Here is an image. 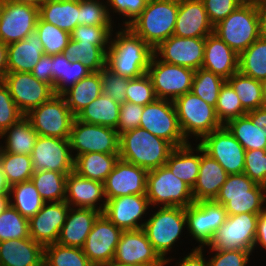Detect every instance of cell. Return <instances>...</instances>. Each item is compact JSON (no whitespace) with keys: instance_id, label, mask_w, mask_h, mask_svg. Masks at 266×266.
Here are the masks:
<instances>
[{"instance_id":"cell-44","label":"cell","mask_w":266,"mask_h":266,"mask_svg":"<svg viewBox=\"0 0 266 266\" xmlns=\"http://www.w3.org/2000/svg\"><path fill=\"white\" fill-rule=\"evenodd\" d=\"M0 165L10 186L29 181L34 173L31 155L9 153L1 148Z\"/></svg>"},{"instance_id":"cell-49","label":"cell","mask_w":266,"mask_h":266,"mask_svg":"<svg viewBox=\"0 0 266 266\" xmlns=\"http://www.w3.org/2000/svg\"><path fill=\"white\" fill-rule=\"evenodd\" d=\"M116 22L109 15L106 0H79L78 25L116 26Z\"/></svg>"},{"instance_id":"cell-59","label":"cell","mask_w":266,"mask_h":266,"mask_svg":"<svg viewBox=\"0 0 266 266\" xmlns=\"http://www.w3.org/2000/svg\"><path fill=\"white\" fill-rule=\"evenodd\" d=\"M256 185L245 173L229 174L217 196L251 195Z\"/></svg>"},{"instance_id":"cell-24","label":"cell","mask_w":266,"mask_h":266,"mask_svg":"<svg viewBox=\"0 0 266 266\" xmlns=\"http://www.w3.org/2000/svg\"><path fill=\"white\" fill-rule=\"evenodd\" d=\"M214 26L209 20L202 0H179L173 35L183 38H206Z\"/></svg>"},{"instance_id":"cell-9","label":"cell","mask_w":266,"mask_h":266,"mask_svg":"<svg viewBox=\"0 0 266 266\" xmlns=\"http://www.w3.org/2000/svg\"><path fill=\"white\" fill-rule=\"evenodd\" d=\"M73 158L86 153L119 154L120 135L116 129L85 123L76 118L70 133Z\"/></svg>"},{"instance_id":"cell-72","label":"cell","mask_w":266,"mask_h":266,"mask_svg":"<svg viewBox=\"0 0 266 266\" xmlns=\"http://www.w3.org/2000/svg\"><path fill=\"white\" fill-rule=\"evenodd\" d=\"M98 266H132V265H126V264L117 262L114 259H112L111 261H109L107 263H103V264L98 265Z\"/></svg>"},{"instance_id":"cell-30","label":"cell","mask_w":266,"mask_h":266,"mask_svg":"<svg viewBox=\"0 0 266 266\" xmlns=\"http://www.w3.org/2000/svg\"><path fill=\"white\" fill-rule=\"evenodd\" d=\"M200 160L201 146L198 143L189 142L186 145L174 147L165 165L173 175L183 180L192 189L199 175Z\"/></svg>"},{"instance_id":"cell-13","label":"cell","mask_w":266,"mask_h":266,"mask_svg":"<svg viewBox=\"0 0 266 266\" xmlns=\"http://www.w3.org/2000/svg\"><path fill=\"white\" fill-rule=\"evenodd\" d=\"M157 99L174 101L187 92H191L195 70L165 63L153 55L147 70Z\"/></svg>"},{"instance_id":"cell-56","label":"cell","mask_w":266,"mask_h":266,"mask_svg":"<svg viewBox=\"0 0 266 266\" xmlns=\"http://www.w3.org/2000/svg\"><path fill=\"white\" fill-rule=\"evenodd\" d=\"M24 116L13 101L6 84L0 82V135Z\"/></svg>"},{"instance_id":"cell-6","label":"cell","mask_w":266,"mask_h":266,"mask_svg":"<svg viewBox=\"0 0 266 266\" xmlns=\"http://www.w3.org/2000/svg\"><path fill=\"white\" fill-rule=\"evenodd\" d=\"M173 102L181 131L188 142L198 143L205 135L223 126L217 118L215 107L192 92L183 94Z\"/></svg>"},{"instance_id":"cell-51","label":"cell","mask_w":266,"mask_h":266,"mask_svg":"<svg viewBox=\"0 0 266 266\" xmlns=\"http://www.w3.org/2000/svg\"><path fill=\"white\" fill-rule=\"evenodd\" d=\"M147 2L148 0H106L111 19L115 21L122 17V22L117 27H128L142 13Z\"/></svg>"},{"instance_id":"cell-11","label":"cell","mask_w":266,"mask_h":266,"mask_svg":"<svg viewBox=\"0 0 266 266\" xmlns=\"http://www.w3.org/2000/svg\"><path fill=\"white\" fill-rule=\"evenodd\" d=\"M140 127L169 142L173 147L189 143L180 128L174 102L156 99L144 106Z\"/></svg>"},{"instance_id":"cell-34","label":"cell","mask_w":266,"mask_h":266,"mask_svg":"<svg viewBox=\"0 0 266 266\" xmlns=\"http://www.w3.org/2000/svg\"><path fill=\"white\" fill-rule=\"evenodd\" d=\"M102 94L100 72H91L67 89L62 96L70 111L76 116L82 109Z\"/></svg>"},{"instance_id":"cell-19","label":"cell","mask_w":266,"mask_h":266,"mask_svg":"<svg viewBox=\"0 0 266 266\" xmlns=\"http://www.w3.org/2000/svg\"><path fill=\"white\" fill-rule=\"evenodd\" d=\"M204 47L205 38H183L172 35L154 49V55L165 63L196 71L202 68Z\"/></svg>"},{"instance_id":"cell-63","label":"cell","mask_w":266,"mask_h":266,"mask_svg":"<svg viewBox=\"0 0 266 266\" xmlns=\"http://www.w3.org/2000/svg\"><path fill=\"white\" fill-rule=\"evenodd\" d=\"M51 69L52 56L44 54L39 62L34 66L31 73L39 81L49 84L54 89L53 78L51 77Z\"/></svg>"},{"instance_id":"cell-25","label":"cell","mask_w":266,"mask_h":266,"mask_svg":"<svg viewBox=\"0 0 266 266\" xmlns=\"http://www.w3.org/2000/svg\"><path fill=\"white\" fill-rule=\"evenodd\" d=\"M65 202L74 208H92L103 213L106 205L103 183L79 176L67 175Z\"/></svg>"},{"instance_id":"cell-12","label":"cell","mask_w":266,"mask_h":266,"mask_svg":"<svg viewBox=\"0 0 266 266\" xmlns=\"http://www.w3.org/2000/svg\"><path fill=\"white\" fill-rule=\"evenodd\" d=\"M259 214L228 215L208 246L214 250H249L253 252Z\"/></svg>"},{"instance_id":"cell-61","label":"cell","mask_w":266,"mask_h":266,"mask_svg":"<svg viewBox=\"0 0 266 266\" xmlns=\"http://www.w3.org/2000/svg\"><path fill=\"white\" fill-rule=\"evenodd\" d=\"M213 26L225 19L245 0H202Z\"/></svg>"},{"instance_id":"cell-47","label":"cell","mask_w":266,"mask_h":266,"mask_svg":"<svg viewBox=\"0 0 266 266\" xmlns=\"http://www.w3.org/2000/svg\"><path fill=\"white\" fill-rule=\"evenodd\" d=\"M26 238H30L29 219L9 204L0 214V242Z\"/></svg>"},{"instance_id":"cell-69","label":"cell","mask_w":266,"mask_h":266,"mask_svg":"<svg viewBox=\"0 0 266 266\" xmlns=\"http://www.w3.org/2000/svg\"><path fill=\"white\" fill-rule=\"evenodd\" d=\"M10 187L0 165V194H9Z\"/></svg>"},{"instance_id":"cell-16","label":"cell","mask_w":266,"mask_h":266,"mask_svg":"<svg viewBox=\"0 0 266 266\" xmlns=\"http://www.w3.org/2000/svg\"><path fill=\"white\" fill-rule=\"evenodd\" d=\"M3 82L24 115L55 95L54 89L49 84L39 81L31 72H8Z\"/></svg>"},{"instance_id":"cell-35","label":"cell","mask_w":266,"mask_h":266,"mask_svg":"<svg viewBox=\"0 0 266 266\" xmlns=\"http://www.w3.org/2000/svg\"><path fill=\"white\" fill-rule=\"evenodd\" d=\"M120 115V103L110 96L101 94L75 117L85 123L102 125L116 129Z\"/></svg>"},{"instance_id":"cell-17","label":"cell","mask_w":266,"mask_h":266,"mask_svg":"<svg viewBox=\"0 0 266 266\" xmlns=\"http://www.w3.org/2000/svg\"><path fill=\"white\" fill-rule=\"evenodd\" d=\"M31 159L34 172L46 170L69 174L74 171L69 139L38 135Z\"/></svg>"},{"instance_id":"cell-55","label":"cell","mask_w":266,"mask_h":266,"mask_svg":"<svg viewBox=\"0 0 266 266\" xmlns=\"http://www.w3.org/2000/svg\"><path fill=\"white\" fill-rule=\"evenodd\" d=\"M252 251L249 250H214L209 249L206 255L208 266H249ZM209 256V258H208ZM251 256V257H250Z\"/></svg>"},{"instance_id":"cell-57","label":"cell","mask_w":266,"mask_h":266,"mask_svg":"<svg viewBox=\"0 0 266 266\" xmlns=\"http://www.w3.org/2000/svg\"><path fill=\"white\" fill-rule=\"evenodd\" d=\"M256 184H266V150H246L244 171Z\"/></svg>"},{"instance_id":"cell-33","label":"cell","mask_w":266,"mask_h":266,"mask_svg":"<svg viewBox=\"0 0 266 266\" xmlns=\"http://www.w3.org/2000/svg\"><path fill=\"white\" fill-rule=\"evenodd\" d=\"M37 138V132L24 116L0 135V148L9 153L31 155Z\"/></svg>"},{"instance_id":"cell-3","label":"cell","mask_w":266,"mask_h":266,"mask_svg":"<svg viewBox=\"0 0 266 266\" xmlns=\"http://www.w3.org/2000/svg\"><path fill=\"white\" fill-rule=\"evenodd\" d=\"M173 148L166 140L137 127L120 134L119 159L149 171L165 165Z\"/></svg>"},{"instance_id":"cell-5","label":"cell","mask_w":266,"mask_h":266,"mask_svg":"<svg viewBox=\"0 0 266 266\" xmlns=\"http://www.w3.org/2000/svg\"><path fill=\"white\" fill-rule=\"evenodd\" d=\"M214 34L238 55L259 38L258 0H245L214 26Z\"/></svg>"},{"instance_id":"cell-67","label":"cell","mask_w":266,"mask_h":266,"mask_svg":"<svg viewBox=\"0 0 266 266\" xmlns=\"http://www.w3.org/2000/svg\"><path fill=\"white\" fill-rule=\"evenodd\" d=\"M259 37L266 39V0H258Z\"/></svg>"},{"instance_id":"cell-65","label":"cell","mask_w":266,"mask_h":266,"mask_svg":"<svg viewBox=\"0 0 266 266\" xmlns=\"http://www.w3.org/2000/svg\"><path fill=\"white\" fill-rule=\"evenodd\" d=\"M266 250V210L258 215L257 232L255 236V243L253 248V254L258 251ZM266 252V251H265Z\"/></svg>"},{"instance_id":"cell-32","label":"cell","mask_w":266,"mask_h":266,"mask_svg":"<svg viewBox=\"0 0 266 266\" xmlns=\"http://www.w3.org/2000/svg\"><path fill=\"white\" fill-rule=\"evenodd\" d=\"M39 17L71 33L78 26L79 0H46L39 7Z\"/></svg>"},{"instance_id":"cell-21","label":"cell","mask_w":266,"mask_h":266,"mask_svg":"<svg viewBox=\"0 0 266 266\" xmlns=\"http://www.w3.org/2000/svg\"><path fill=\"white\" fill-rule=\"evenodd\" d=\"M113 259L132 266H164L143 229L123 231Z\"/></svg>"},{"instance_id":"cell-41","label":"cell","mask_w":266,"mask_h":266,"mask_svg":"<svg viewBox=\"0 0 266 266\" xmlns=\"http://www.w3.org/2000/svg\"><path fill=\"white\" fill-rule=\"evenodd\" d=\"M238 71L255 80L266 79V39L259 37L239 54Z\"/></svg>"},{"instance_id":"cell-58","label":"cell","mask_w":266,"mask_h":266,"mask_svg":"<svg viewBox=\"0 0 266 266\" xmlns=\"http://www.w3.org/2000/svg\"><path fill=\"white\" fill-rule=\"evenodd\" d=\"M144 106L124 102L120 104L119 121L116 127L118 134L140 127Z\"/></svg>"},{"instance_id":"cell-20","label":"cell","mask_w":266,"mask_h":266,"mask_svg":"<svg viewBox=\"0 0 266 266\" xmlns=\"http://www.w3.org/2000/svg\"><path fill=\"white\" fill-rule=\"evenodd\" d=\"M123 230L116 227L103 213L95 220L82 247L83 253L94 266L114 258Z\"/></svg>"},{"instance_id":"cell-4","label":"cell","mask_w":266,"mask_h":266,"mask_svg":"<svg viewBox=\"0 0 266 266\" xmlns=\"http://www.w3.org/2000/svg\"><path fill=\"white\" fill-rule=\"evenodd\" d=\"M179 0H148L142 13L128 26L155 49L173 35Z\"/></svg>"},{"instance_id":"cell-22","label":"cell","mask_w":266,"mask_h":266,"mask_svg":"<svg viewBox=\"0 0 266 266\" xmlns=\"http://www.w3.org/2000/svg\"><path fill=\"white\" fill-rule=\"evenodd\" d=\"M148 170L119 159L103 183L105 199L146 195Z\"/></svg>"},{"instance_id":"cell-28","label":"cell","mask_w":266,"mask_h":266,"mask_svg":"<svg viewBox=\"0 0 266 266\" xmlns=\"http://www.w3.org/2000/svg\"><path fill=\"white\" fill-rule=\"evenodd\" d=\"M227 177L224 168L201 147L199 175L192 188L194 201L215 200Z\"/></svg>"},{"instance_id":"cell-26","label":"cell","mask_w":266,"mask_h":266,"mask_svg":"<svg viewBox=\"0 0 266 266\" xmlns=\"http://www.w3.org/2000/svg\"><path fill=\"white\" fill-rule=\"evenodd\" d=\"M238 59L239 55L216 34L212 33L205 38L203 69L227 81L238 72Z\"/></svg>"},{"instance_id":"cell-39","label":"cell","mask_w":266,"mask_h":266,"mask_svg":"<svg viewBox=\"0 0 266 266\" xmlns=\"http://www.w3.org/2000/svg\"><path fill=\"white\" fill-rule=\"evenodd\" d=\"M245 150H266V132L254 125L247 116L228 121L224 125Z\"/></svg>"},{"instance_id":"cell-7","label":"cell","mask_w":266,"mask_h":266,"mask_svg":"<svg viewBox=\"0 0 266 266\" xmlns=\"http://www.w3.org/2000/svg\"><path fill=\"white\" fill-rule=\"evenodd\" d=\"M146 196L150 207H184L193 204L192 189L163 165L148 171Z\"/></svg>"},{"instance_id":"cell-8","label":"cell","mask_w":266,"mask_h":266,"mask_svg":"<svg viewBox=\"0 0 266 266\" xmlns=\"http://www.w3.org/2000/svg\"><path fill=\"white\" fill-rule=\"evenodd\" d=\"M25 117L39 136L69 139L75 115L62 95H54L47 102L31 109Z\"/></svg>"},{"instance_id":"cell-70","label":"cell","mask_w":266,"mask_h":266,"mask_svg":"<svg viewBox=\"0 0 266 266\" xmlns=\"http://www.w3.org/2000/svg\"><path fill=\"white\" fill-rule=\"evenodd\" d=\"M2 1H9L13 3H23V4H30L36 7H40L46 0H2Z\"/></svg>"},{"instance_id":"cell-53","label":"cell","mask_w":266,"mask_h":266,"mask_svg":"<svg viewBox=\"0 0 266 266\" xmlns=\"http://www.w3.org/2000/svg\"><path fill=\"white\" fill-rule=\"evenodd\" d=\"M115 26H87L78 25L70 37L76 42L92 43L93 45H109Z\"/></svg>"},{"instance_id":"cell-68","label":"cell","mask_w":266,"mask_h":266,"mask_svg":"<svg viewBox=\"0 0 266 266\" xmlns=\"http://www.w3.org/2000/svg\"><path fill=\"white\" fill-rule=\"evenodd\" d=\"M8 44L0 41V82L5 78L8 73Z\"/></svg>"},{"instance_id":"cell-66","label":"cell","mask_w":266,"mask_h":266,"mask_svg":"<svg viewBox=\"0 0 266 266\" xmlns=\"http://www.w3.org/2000/svg\"><path fill=\"white\" fill-rule=\"evenodd\" d=\"M253 122L254 125L266 132V107L257 108L247 112L246 114Z\"/></svg>"},{"instance_id":"cell-10","label":"cell","mask_w":266,"mask_h":266,"mask_svg":"<svg viewBox=\"0 0 266 266\" xmlns=\"http://www.w3.org/2000/svg\"><path fill=\"white\" fill-rule=\"evenodd\" d=\"M187 240H195L201 249L208 246L214 237L215 232L224 224L227 219V212L223 205L210 201H199L190 204L185 208Z\"/></svg>"},{"instance_id":"cell-36","label":"cell","mask_w":266,"mask_h":266,"mask_svg":"<svg viewBox=\"0 0 266 266\" xmlns=\"http://www.w3.org/2000/svg\"><path fill=\"white\" fill-rule=\"evenodd\" d=\"M118 160L119 154H81L74 159V172L81 177L104 183Z\"/></svg>"},{"instance_id":"cell-14","label":"cell","mask_w":266,"mask_h":266,"mask_svg":"<svg viewBox=\"0 0 266 266\" xmlns=\"http://www.w3.org/2000/svg\"><path fill=\"white\" fill-rule=\"evenodd\" d=\"M198 144L228 175L243 173L246 150L224 125L205 135Z\"/></svg>"},{"instance_id":"cell-73","label":"cell","mask_w":266,"mask_h":266,"mask_svg":"<svg viewBox=\"0 0 266 266\" xmlns=\"http://www.w3.org/2000/svg\"><path fill=\"white\" fill-rule=\"evenodd\" d=\"M262 84V97L264 102V107H266V79L261 81Z\"/></svg>"},{"instance_id":"cell-46","label":"cell","mask_w":266,"mask_h":266,"mask_svg":"<svg viewBox=\"0 0 266 266\" xmlns=\"http://www.w3.org/2000/svg\"><path fill=\"white\" fill-rule=\"evenodd\" d=\"M225 82L222 77L200 68L195 71L191 92L216 107L220 89Z\"/></svg>"},{"instance_id":"cell-38","label":"cell","mask_w":266,"mask_h":266,"mask_svg":"<svg viewBox=\"0 0 266 266\" xmlns=\"http://www.w3.org/2000/svg\"><path fill=\"white\" fill-rule=\"evenodd\" d=\"M9 204L23 217L30 219L41 210L45 201L31 180L10 187Z\"/></svg>"},{"instance_id":"cell-60","label":"cell","mask_w":266,"mask_h":266,"mask_svg":"<svg viewBox=\"0 0 266 266\" xmlns=\"http://www.w3.org/2000/svg\"><path fill=\"white\" fill-rule=\"evenodd\" d=\"M92 71L79 60H70L66 63L65 76L54 88L56 95H62L67 89L75 85L78 81L88 76Z\"/></svg>"},{"instance_id":"cell-29","label":"cell","mask_w":266,"mask_h":266,"mask_svg":"<svg viewBox=\"0 0 266 266\" xmlns=\"http://www.w3.org/2000/svg\"><path fill=\"white\" fill-rule=\"evenodd\" d=\"M44 247L31 237L0 242V266H42Z\"/></svg>"},{"instance_id":"cell-2","label":"cell","mask_w":266,"mask_h":266,"mask_svg":"<svg viewBox=\"0 0 266 266\" xmlns=\"http://www.w3.org/2000/svg\"><path fill=\"white\" fill-rule=\"evenodd\" d=\"M150 211L142 229L156 252L165 260L173 251L176 252L174 248L182 243L181 240L185 241L181 239L187 234L185 208L151 207Z\"/></svg>"},{"instance_id":"cell-40","label":"cell","mask_w":266,"mask_h":266,"mask_svg":"<svg viewBox=\"0 0 266 266\" xmlns=\"http://www.w3.org/2000/svg\"><path fill=\"white\" fill-rule=\"evenodd\" d=\"M108 47L109 45H93L70 39L63 53L70 60L81 61L92 72H99L106 67Z\"/></svg>"},{"instance_id":"cell-15","label":"cell","mask_w":266,"mask_h":266,"mask_svg":"<svg viewBox=\"0 0 266 266\" xmlns=\"http://www.w3.org/2000/svg\"><path fill=\"white\" fill-rule=\"evenodd\" d=\"M39 8L23 3L0 0V41L10 44L23 40L35 31Z\"/></svg>"},{"instance_id":"cell-45","label":"cell","mask_w":266,"mask_h":266,"mask_svg":"<svg viewBox=\"0 0 266 266\" xmlns=\"http://www.w3.org/2000/svg\"><path fill=\"white\" fill-rule=\"evenodd\" d=\"M43 263L46 266H94L82 248L63 246L58 243L44 247Z\"/></svg>"},{"instance_id":"cell-37","label":"cell","mask_w":266,"mask_h":266,"mask_svg":"<svg viewBox=\"0 0 266 266\" xmlns=\"http://www.w3.org/2000/svg\"><path fill=\"white\" fill-rule=\"evenodd\" d=\"M214 201L224 206L227 215L259 214L266 210L265 188L260 184L251 189V195L216 196Z\"/></svg>"},{"instance_id":"cell-52","label":"cell","mask_w":266,"mask_h":266,"mask_svg":"<svg viewBox=\"0 0 266 266\" xmlns=\"http://www.w3.org/2000/svg\"><path fill=\"white\" fill-rule=\"evenodd\" d=\"M157 99L152 80L146 73L141 77L130 79L126 90V101L145 106Z\"/></svg>"},{"instance_id":"cell-27","label":"cell","mask_w":266,"mask_h":266,"mask_svg":"<svg viewBox=\"0 0 266 266\" xmlns=\"http://www.w3.org/2000/svg\"><path fill=\"white\" fill-rule=\"evenodd\" d=\"M100 214L101 212L92 208L70 207L57 243L63 246L82 248Z\"/></svg>"},{"instance_id":"cell-23","label":"cell","mask_w":266,"mask_h":266,"mask_svg":"<svg viewBox=\"0 0 266 266\" xmlns=\"http://www.w3.org/2000/svg\"><path fill=\"white\" fill-rule=\"evenodd\" d=\"M70 206L65 202H45L41 210L29 219L30 237L43 247L57 243Z\"/></svg>"},{"instance_id":"cell-42","label":"cell","mask_w":266,"mask_h":266,"mask_svg":"<svg viewBox=\"0 0 266 266\" xmlns=\"http://www.w3.org/2000/svg\"><path fill=\"white\" fill-rule=\"evenodd\" d=\"M67 175L41 170L34 172L30 180L45 202H62L66 197Z\"/></svg>"},{"instance_id":"cell-62","label":"cell","mask_w":266,"mask_h":266,"mask_svg":"<svg viewBox=\"0 0 266 266\" xmlns=\"http://www.w3.org/2000/svg\"><path fill=\"white\" fill-rule=\"evenodd\" d=\"M191 251L188 252L186 255L184 254V256H180L179 259L172 257L170 255L169 258L164 260V266H167L169 264L172 265V263H174L175 266H208L207 263V257L206 256V252L208 250H206V248H195V245L193 246L192 249H190ZM183 257V258H181ZM175 260V261H174ZM173 265V266H174Z\"/></svg>"},{"instance_id":"cell-31","label":"cell","mask_w":266,"mask_h":266,"mask_svg":"<svg viewBox=\"0 0 266 266\" xmlns=\"http://www.w3.org/2000/svg\"><path fill=\"white\" fill-rule=\"evenodd\" d=\"M43 55L41 40L33 31L23 40L8 44V72H31Z\"/></svg>"},{"instance_id":"cell-48","label":"cell","mask_w":266,"mask_h":266,"mask_svg":"<svg viewBox=\"0 0 266 266\" xmlns=\"http://www.w3.org/2000/svg\"><path fill=\"white\" fill-rule=\"evenodd\" d=\"M35 31L41 40L45 55L53 56L63 53L71 39L70 33L43 21L40 17Z\"/></svg>"},{"instance_id":"cell-43","label":"cell","mask_w":266,"mask_h":266,"mask_svg":"<svg viewBox=\"0 0 266 266\" xmlns=\"http://www.w3.org/2000/svg\"><path fill=\"white\" fill-rule=\"evenodd\" d=\"M227 82L236 92L246 112L264 107L261 81L255 80L238 71Z\"/></svg>"},{"instance_id":"cell-1","label":"cell","mask_w":266,"mask_h":266,"mask_svg":"<svg viewBox=\"0 0 266 266\" xmlns=\"http://www.w3.org/2000/svg\"><path fill=\"white\" fill-rule=\"evenodd\" d=\"M110 37L106 66L120 76L134 79L147 73L154 49L129 27H117Z\"/></svg>"},{"instance_id":"cell-64","label":"cell","mask_w":266,"mask_h":266,"mask_svg":"<svg viewBox=\"0 0 266 266\" xmlns=\"http://www.w3.org/2000/svg\"><path fill=\"white\" fill-rule=\"evenodd\" d=\"M70 59L64 54H56L52 56L51 77L53 78L54 88L61 82L65 76L66 63Z\"/></svg>"},{"instance_id":"cell-18","label":"cell","mask_w":266,"mask_h":266,"mask_svg":"<svg viewBox=\"0 0 266 266\" xmlns=\"http://www.w3.org/2000/svg\"><path fill=\"white\" fill-rule=\"evenodd\" d=\"M150 208L146 195H127L106 200L103 214L123 231L139 230L143 228Z\"/></svg>"},{"instance_id":"cell-71","label":"cell","mask_w":266,"mask_h":266,"mask_svg":"<svg viewBox=\"0 0 266 266\" xmlns=\"http://www.w3.org/2000/svg\"><path fill=\"white\" fill-rule=\"evenodd\" d=\"M9 205V194H0V214Z\"/></svg>"},{"instance_id":"cell-54","label":"cell","mask_w":266,"mask_h":266,"mask_svg":"<svg viewBox=\"0 0 266 266\" xmlns=\"http://www.w3.org/2000/svg\"><path fill=\"white\" fill-rule=\"evenodd\" d=\"M102 94L110 96L114 101L126 102V90L129 78L112 72L107 66L100 71Z\"/></svg>"},{"instance_id":"cell-50","label":"cell","mask_w":266,"mask_h":266,"mask_svg":"<svg viewBox=\"0 0 266 266\" xmlns=\"http://www.w3.org/2000/svg\"><path fill=\"white\" fill-rule=\"evenodd\" d=\"M216 115L222 125L228 121L244 116L247 112L243 109L241 101L232 86L226 81L220 89Z\"/></svg>"}]
</instances>
